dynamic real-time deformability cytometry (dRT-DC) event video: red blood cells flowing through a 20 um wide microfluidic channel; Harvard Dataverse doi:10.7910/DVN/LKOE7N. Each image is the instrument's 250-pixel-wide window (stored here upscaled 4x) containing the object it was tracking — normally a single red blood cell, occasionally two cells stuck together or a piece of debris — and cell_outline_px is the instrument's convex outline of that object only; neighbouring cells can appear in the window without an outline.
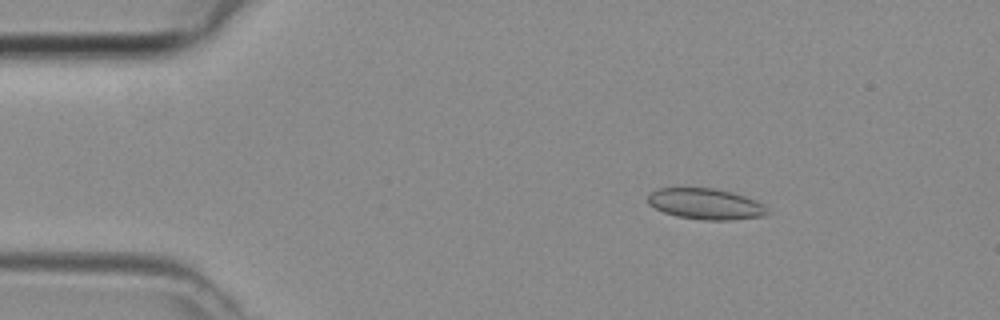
{"species": "common noctule bat (a hibernating species)", "species_latin": "Nyctalus noctula", "temperature_condition": "room temperature", "stored_images_in_passage": 45, "camera_frame_rate_fps": 3000, "um_per_image_px": 0.085, "animal": {"sex": "female", "body_mass_g": 29.2, "forearm_length_mm": 56.3}, "frame": {"image": 1, "passage_image": 6, "time_ms": 1.667, "image_size_px": [1000, 320], "cell_outline_px": [[768, 212], [764, 216], [732, 220], [704, 220], [676, 216], [664, 212], [648, 204], [648, 196], [656, 188], [712, 188], [732, 192], [756, 200]], "centroid_in_image_um": [59.95, 17.33], "position_along_channel_um": 25.1, "area_um2": 21.33}}
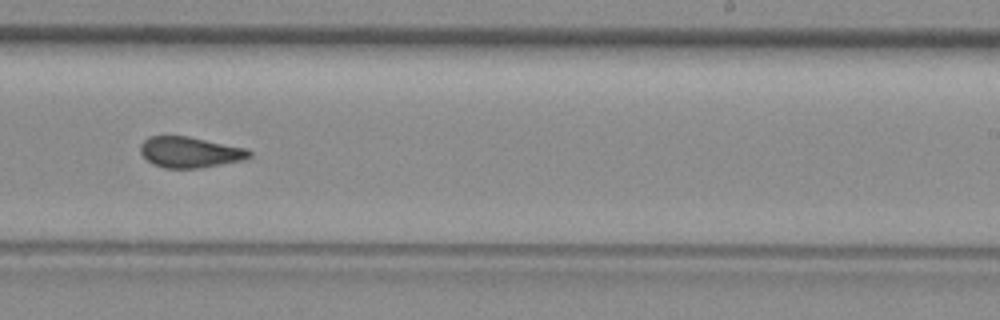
{"frame": {"image": 2, "passage_image": 27, "time_ms": 8.667, "image_size_px": [1000, 320], "cell_outline_px": [[252, 156], [240, 160], [200, 168], [164, 168], [152, 164], [140, 152], [140, 144], [148, 136], [188, 136], [244, 148], [252, 152]], "centroid_in_image_um": [16.09, 12.93], "position_along_channel_um": 272.9, "area_um2": 19.36}}
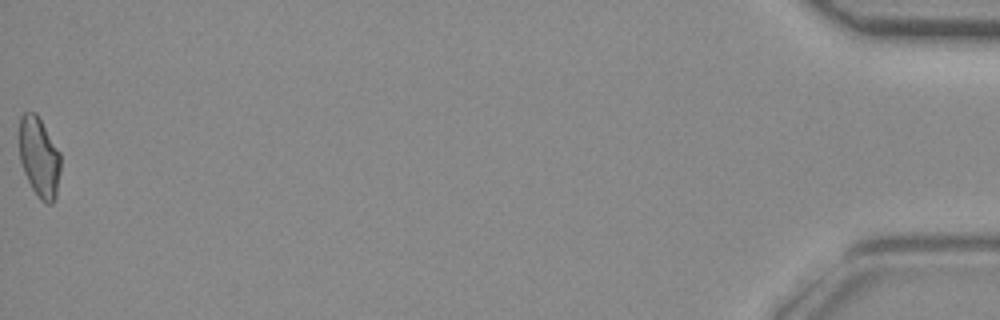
{"frame": {"image": 3, "passage_image": 45, "time_ms": 14.667, "image_size_px": [1000, 320], "cell_outline_px": [[60, 172], [56, 196], [52, 204], [48, 204], [40, 200], [32, 188], [24, 172], [20, 160], [20, 116], [24, 112], [36, 112], [60, 152]], "centroid_in_image_um": [3.34, 13.37], "position_along_channel_um": 431.9, "area_um2": 19.19}}